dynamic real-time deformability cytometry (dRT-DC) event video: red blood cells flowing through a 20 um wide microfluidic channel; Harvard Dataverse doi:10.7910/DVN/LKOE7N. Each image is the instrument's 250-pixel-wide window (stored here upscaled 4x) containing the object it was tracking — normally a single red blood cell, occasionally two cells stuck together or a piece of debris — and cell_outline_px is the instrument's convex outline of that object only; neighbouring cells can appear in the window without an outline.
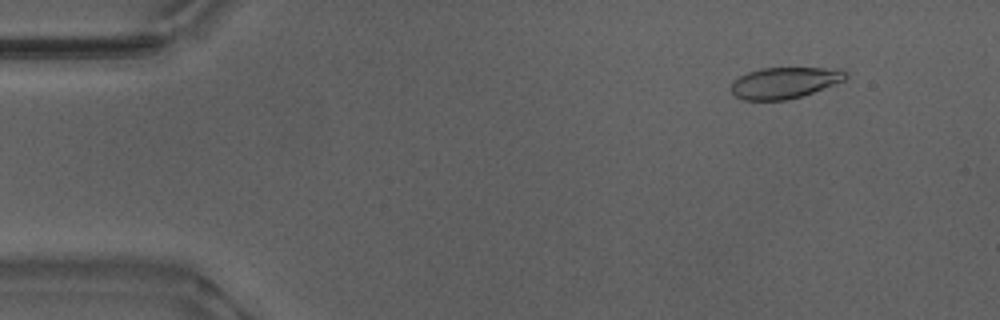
{"species": "Egyptian fruit bat (a non-hibernating species)", "species_latin": "Rousettus aegyptiacus", "temperature_condition": "warm", "stored_images_in_passage": 53, "camera_frame_rate_fps": 3000, "um_per_image_px": 0.085, "animal": {"sex": "male"}, "frame": {"image": 1, "passage_image": 6, "time_ms": 1.667, "image_size_px": [1000, 320], "cell_outline_px": [[848, 76], [844, 80], [812, 92], [788, 100], [740, 100], [732, 92], [732, 80], [748, 72], [760, 68], [840, 68], [848, 72]], "centroid_in_image_um": [66.68, 7.02], "position_along_channel_um": 18.3, "area_um2": 20.81}}
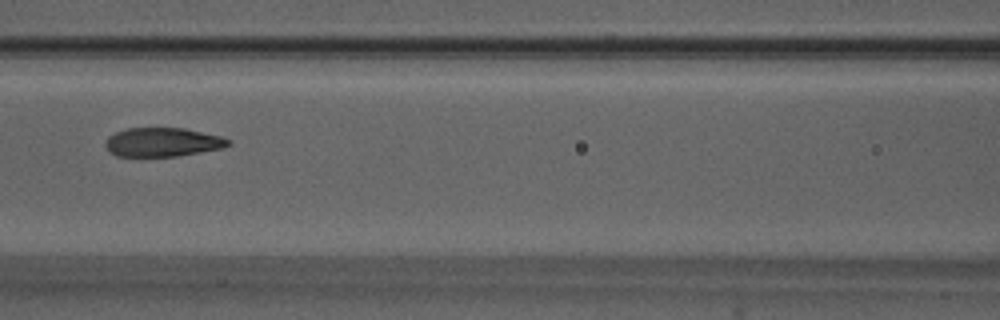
{"frame": {"image": 2, "passage_image": 24, "time_ms": 7.667, "image_size_px": [1000, 320], "cell_outline_px": [[232, 144], [224, 148], [176, 156], [116, 156], [104, 144], [108, 136], [116, 132], [128, 128], [184, 128], [220, 136], [232, 140]], "centroid_in_image_um": [13.86, 12.08], "position_along_channel_um": 152.7, "area_um2": 20.63}}
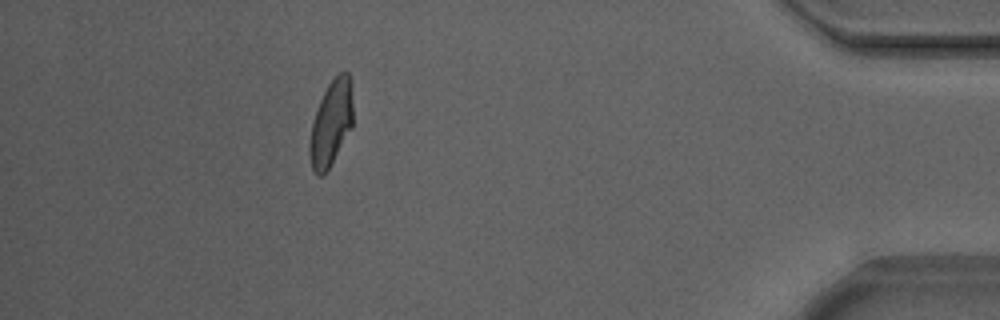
{"frame": {"image": 3, "passage_image": 48, "time_ms": 15.667, "image_size_px": [1000, 320], "cell_outline_px": [[352, 128], [324, 176], [316, 176], [312, 168], [308, 152], [308, 148], [312, 124], [320, 100], [328, 84], [340, 72], [348, 72], [352, 80]], "centroid_in_image_um": [28.15, 10.49], "position_along_channel_um": 407.1, "area_um2": 21.68}, "authors_computed_cell_mechanics": {"area_um2": 22.0218, "velocity_mm_per_s": 3.8647, "shape_relaxation_time_tau1_ms": 3.016, "shape_relaxation_time_tau2_ms": 1.2441, "deformation_change_tau1": 0.1876, "deformation_change_tau2": 0.0722}}